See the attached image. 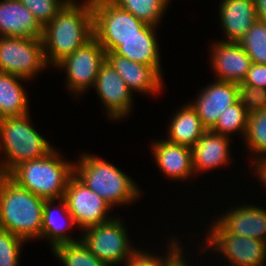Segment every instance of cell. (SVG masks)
<instances>
[{"instance_id":"1","label":"cell","mask_w":266,"mask_h":266,"mask_svg":"<svg viewBox=\"0 0 266 266\" xmlns=\"http://www.w3.org/2000/svg\"><path fill=\"white\" fill-rule=\"evenodd\" d=\"M94 37L91 0H70L43 28L42 41L48 65L55 66Z\"/></svg>"},{"instance_id":"2","label":"cell","mask_w":266,"mask_h":266,"mask_svg":"<svg viewBox=\"0 0 266 266\" xmlns=\"http://www.w3.org/2000/svg\"><path fill=\"white\" fill-rule=\"evenodd\" d=\"M44 202L8 177L0 189V228L25 242L41 238Z\"/></svg>"},{"instance_id":"3","label":"cell","mask_w":266,"mask_h":266,"mask_svg":"<svg viewBox=\"0 0 266 266\" xmlns=\"http://www.w3.org/2000/svg\"><path fill=\"white\" fill-rule=\"evenodd\" d=\"M82 154L74 162V175L112 208L130 205L139 198V186L124 171L95 155Z\"/></svg>"},{"instance_id":"4","label":"cell","mask_w":266,"mask_h":266,"mask_svg":"<svg viewBox=\"0 0 266 266\" xmlns=\"http://www.w3.org/2000/svg\"><path fill=\"white\" fill-rule=\"evenodd\" d=\"M63 158L54 148L42 158L20 163L9 177L38 197L57 201L63 198L68 181L74 175V162Z\"/></svg>"},{"instance_id":"5","label":"cell","mask_w":266,"mask_h":266,"mask_svg":"<svg viewBox=\"0 0 266 266\" xmlns=\"http://www.w3.org/2000/svg\"><path fill=\"white\" fill-rule=\"evenodd\" d=\"M29 118L27 113L0 119V151L5 154L1 161L8 173L20 163L42 158L54 149Z\"/></svg>"},{"instance_id":"6","label":"cell","mask_w":266,"mask_h":266,"mask_svg":"<svg viewBox=\"0 0 266 266\" xmlns=\"http://www.w3.org/2000/svg\"><path fill=\"white\" fill-rule=\"evenodd\" d=\"M94 37L105 52H114L121 41L139 36L148 24L110 0H91Z\"/></svg>"},{"instance_id":"7","label":"cell","mask_w":266,"mask_h":266,"mask_svg":"<svg viewBox=\"0 0 266 266\" xmlns=\"http://www.w3.org/2000/svg\"><path fill=\"white\" fill-rule=\"evenodd\" d=\"M81 241L107 266L125 263L136 247L130 244L123 221L115 217L107 222L82 230Z\"/></svg>"},{"instance_id":"8","label":"cell","mask_w":266,"mask_h":266,"mask_svg":"<svg viewBox=\"0 0 266 266\" xmlns=\"http://www.w3.org/2000/svg\"><path fill=\"white\" fill-rule=\"evenodd\" d=\"M47 65L42 38L0 37V72L29 81Z\"/></svg>"},{"instance_id":"9","label":"cell","mask_w":266,"mask_h":266,"mask_svg":"<svg viewBox=\"0 0 266 266\" xmlns=\"http://www.w3.org/2000/svg\"><path fill=\"white\" fill-rule=\"evenodd\" d=\"M213 222L205 237V249L224 255L230 266H265L266 242L229 234L216 221Z\"/></svg>"},{"instance_id":"10","label":"cell","mask_w":266,"mask_h":266,"mask_svg":"<svg viewBox=\"0 0 266 266\" xmlns=\"http://www.w3.org/2000/svg\"><path fill=\"white\" fill-rule=\"evenodd\" d=\"M105 53L99 41L93 37L54 66L64 69L67 76L66 86L75 97L94 87L99 68L105 61Z\"/></svg>"},{"instance_id":"11","label":"cell","mask_w":266,"mask_h":266,"mask_svg":"<svg viewBox=\"0 0 266 266\" xmlns=\"http://www.w3.org/2000/svg\"><path fill=\"white\" fill-rule=\"evenodd\" d=\"M63 199L81 231L113 218L108 215L111 206L75 175L68 181Z\"/></svg>"},{"instance_id":"12","label":"cell","mask_w":266,"mask_h":266,"mask_svg":"<svg viewBox=\"0 0 266 266\" xmlns=\"http://www.w3.org/2000/svg\"><path fill=\"white\" fill-rule=\"evenodd\" d=\"M94 88L111 120L124 119L133 110L132 91L106 60L99 68Z\"/></svg>"},{"instance_id":"13","label":"cell","mask_w":266,"mask_h":266,"mask_svg":"<svg viewBox=\"0 0 266 266\" xmlns=\"http://www.w3.org/2000/svg\"><path fill=\"white\" fill-rule=\"evenodd\" d=\"M238 89V83L216 79L202 88L197 99L190 103L207 130L215 126L228 107L239 101Z\"/></svg>"},{"instance_id":"14","label":"cell","mask_w":266,"mask_h":266,"mask_svg":"<svg viewBox=\"0 0 266 266\" xmlns=\"http://www.w3.org/2000/svg\"><path fill=\"white\" fill-rule=\"evenodd\" d=\"M211 49L210 62L217 80L243 82L252 61L239 42L217 41Z\"/></svg>"},{"instance_id":"15","label":"cell","mask_w":266,"mask_h":266,"mask_svg":"<svg viewBox=\"0 0 266 266\" xmlns=\"http://www.w3.org/2000/svg\"><path fill=\"white\" fill-rule=\"evenodd\" d=\"M105 60L117 71L132 93L135 90L142 94L161 93L163 79L152 66L133 62L114 52H106Z\"/></svg>"},{"instance_id":"16","label":"cell","mask_w":266,"mask_h":266,"mask_svg":"<svg viewBox=\"0 0 266 266\" xmlns=\"http://www.w3.org/2000/svg\"><path fill=\"white\" fill-rule=\"evenodd\" d=\"M230 209L215 219L226 232L266 242V209L254 204Z\"/></svg>"},{"instance_id":"17","label":"cell","mask_w":266,"mask_h":266,"mask_svg":"<svg viewBox=\"0 0 266 266\" xmlns=\"http://www.w3.org/2000/svg\"><path fill=\"white\" fill-rule=\"evenodd\" d=\"M151 152L163 175L172 180H186L194 173L190 147L158 140L151 143ZM184 179V180H183Z\"/></svg>"},{"instance_id":"18","label":"cell","mask_w":266,"mask_h":266,"mask_svg":"<svg viewBox=\"0 0 266 266\" xmlns=\"http://www.w3.org/2000/svg\"><path fill=\"white\" fill-rule=\"evenodd\" d=\"M42 38L43 27L19 0L0 1V37Z\"/></svg>"},{"instance_id":"19","label":"cell","mask_w":266,"mask_h":266,"mask_svg":"<svg viewBox=\"0 0 266 266\" xmlns=\"http://www.w3.org/2000/svg\"><path fill=\"white\" fill-rule=\"evenodd\" d=\"M230 143V137L207 130L191 148L195 175L220 168L231 161Z\"/></svg>"},{"instance_id":"20","label":"cell","mask_w":266,"mask_h":266,"mask_svg":"<svg viewBox=\"0 0 266 266\" xmlns=\"http://www.w3.org/2000/svg\"><path fill=\"white\" fill-rule=\"evenodd\" d=\"M219 17L226 42H239L257 20L254 0H221Z\"/></svg>"},{"instance_id":"21","label":"cell","mask_w":266,"mask_h":266,"mask_svg":"<svg viewBox=\"0 0 266 266\" xmlns=\"http://www.w3.org/2000/svg\"><path fill=\"white\" fill-rule=\"evenodd\" d=\"M156 29V26L147 25L139 32V36L121 41V45L114 53L133 62L152 66L162 76Z\"/></svg>"},{"instance_id":"22","label":"cell","mask_w":266,"mask_h":266,"mask_svg":"<svg viewBox=\"0 0 266 266\" xmlns=\"http://www.w3.org/2000/svg\"><path fill=\"white\" fill-rule=\"evenodd\" d=\"M60 202L57 206L54 205L55 200H45L43 207V218H42V238L50 242L51 249L63 244V243H75L81 241V238L77 240L68 236V230L71 226L76 225L74 219L67 209L66 202L63 198L58 199ZM58 207V209H57ZM59 215L57 214L59 211ZM56 212V213H55ZM62 216V217H61ZM62 219V221H60ZM64 219L66 221L63 222ZM67 231V232H66Z\"/></svg>"},{"instance_id":"23","label":"cell","mask_w":266,"mask_h":266,"mask_svg":"<svg viewBox=\"0 0 266 266\" xmlns=\"http://www.w3.org/2000/svg\"><path fill=\"white\" fill-rule=\"evenodd\" d=\"M171 117L168 140L192 148L207 131L191 104L183 106Z\"/></svg>"},{"instance_id":"24","label":"cell","mask_w":266,"mask_h":266,"mask_svg":"<svg viewBox=\"0 0 266 266\" xmlns=\"http://www.w3.org/2000/svg\"><path fill=\"white\" fill-rule=\"evenodd\" d=\"M19 80L26 81L13 74L0 72V119L22 116L30 111L28 93Z\"/></svg>"},{"instance_id":"25","label":"cell","mask_w":266,"mask_h":266,"mask_svg":"<svg viewBox=\"0 0 266 266\" xmlns=\"http://www.w3.org/2000/svg\"><path fill=\"white\" fill-rule=\"evenodd\" d=\"M148 25L158 27L170 0H110Z\"/></svg>"},{"instance_id":"26","label":"cell","mask_w":266,"mask_h":266,"mask_svg":"<svg viewBox=\"0 0 266 266\" xmlns=\"http://www.w3.org/2000/svg\"><path fill=\"white\" fill-rule=\"evenodd\" d=\"M242 139L246 141L249 152L254 153L253 157H250L254 165L266 156V108L248 115L247 129Z\"/></svg>"},{"instance_id":"27","label":"cell","mask_w":266,"mask_h":266,"mask_svg":"<svg viewBox=\"0 0 266 266\" xmlns=\"http://www.w3.org/2000/svg\"><path fill=\"white\" fill-rule=\"evenodd\" d=\"M52 251L64 266H107L94 256L82 241L63 243L54 247Z\"/></svg>"},{"instance_id":"28","label":"cell","mask_w":266,"mask_h":266,"mask_svg":"<svg viewBox=\"0 0 266 266\" xmlns=\"http://www.w3.org/2000/svg\"><path fill=\"white\" fill-rule=\"evenodd\" d=\"M239 44L253 63L266 64V22L256 20Z\"/></svg>"},{"instance_id":"29","label":"cell","mask_w":266,"mask_h":266,"mask_svg":"<svg viewBox=\"0 0 266 266\" xmlns=\"http://www.w3.org/2000/svg\"><path fill=\"white\" fill-rule=\"evenodd\" d=\"M176 238L172 239L171 244L167 245L168 250L164 257L157 254H150L136 249L133 254L126 260V266H173L182 256L183 250ZM139 250V251H138Z\"/></svg>"},{"instance_id":"30","label":"cell","mask_w":266,"mask_h":266,"mask_svg":"<svg viewBox=\"0 0 266 266\" xmlns=\"http://www.w3.org/2000/svg\"><path fill=\"white\" fill-rule=\"evenodd\" d=\"M247 119L248 114L238 101L220 115L211 131L228 137L231 133H241L240 135L244 138L247 129Z\"/></svg>"},{"instance_id":"31","label":"cell","mask_w":266,"mask_h":266,"mask_svg":"<svg viewBox=\"0 0 266 266\" xmlns=\"http://www.w3.org/2000/svg\"><path fill=\"white\" fill-rule=\"evenodd\" d=\"M44 28L70 0H19Z\"/></svg>"},{"instance_id":"32","label":"cell","mask_w":266,"mask_h":266,"mask_svg":"<svg viewBox=\"0 0 266 266\" xmlns=\"http://www.w3.org/2000/svg\"><path fill=\"white\" fill-rule=\"evenodd\" d=\"M25 241L0 228V266H19V257Z\"/></svg>"},{"instance_id":"33","label":"cell","mask_w":266,"mask_h":266,"mask_svg":"<svg viewBox=\"0 0 266 266\" xmlns=\"http://www.w3.org/2000/svg\"><path fill=\"white\" fill-rule=\"evenodd\" d=\"M238 87L239 102L248 115L266 108V89L245 85L242 82Z\"/></svg>"},{"instance_id":"34","label":"cell","mask_w":266,"mask_h":266,"mask_svg":"<svg viewBox=\"0 0 266 266\" xmlns=\"http://www.w3.org/2000/svg\"><path fill=\"white\" fill-rule=\"evenodd\" d=\"M242 83L256 88L266 89V64L252 62L247 76Z\"/></svg>"},{"instance_id":"35","label":"cell","mask_w":266,"mask_h":266,"mask_svg":"<svg viewBox=\"0 0 266 266\" xmlns=\"http://www.w3.org/2000/svg\"><path fill=\"white\" fill-rule=\"evenodd\" d=\"M252 169L255 172V175H258L257 178L260 179L261 183H264L266 186V156L258 161Z\"/></svg>"},{"instance_id":"36","label":"cell","mask_w":266,"mask_h":266,"mask_svg":"<svg viewBox=\"0 0 266 266\" xmlns=\"http://www.w3.org/2000/svg\"><path fill=\"white\" fill-rule=\"evenodd\" d=\"M257 20L266 22V0H254Z\"/></svg>"},{"instance_id":"37","label":"cell","mask_w":266,"mask_h":266,"mask_svg":"<svg viewBox=\"0 0 266 266\" xmlns=\"http://www.w3.org/2000/svg\"><path fill=\"white\" fill-rule=\"evenodd\" d=\"M9 177V173L5 170V167L2 163V161H0V189L4 183V181Z\"/></svg>"},{"instance_id":"38","label":"cell","mask_w":266,"mask_h":266,"mask_svg":"<svg viewBox=\"0 0 266 266\" xmlns=\"http://www.w3.org/2000/svg\"><path fill=\"white\" fill-rule=\"evenodd\" d=\"M173 266H189V264H188L186 258H184V255H183Z\"/></svg>"}]
</instances>
